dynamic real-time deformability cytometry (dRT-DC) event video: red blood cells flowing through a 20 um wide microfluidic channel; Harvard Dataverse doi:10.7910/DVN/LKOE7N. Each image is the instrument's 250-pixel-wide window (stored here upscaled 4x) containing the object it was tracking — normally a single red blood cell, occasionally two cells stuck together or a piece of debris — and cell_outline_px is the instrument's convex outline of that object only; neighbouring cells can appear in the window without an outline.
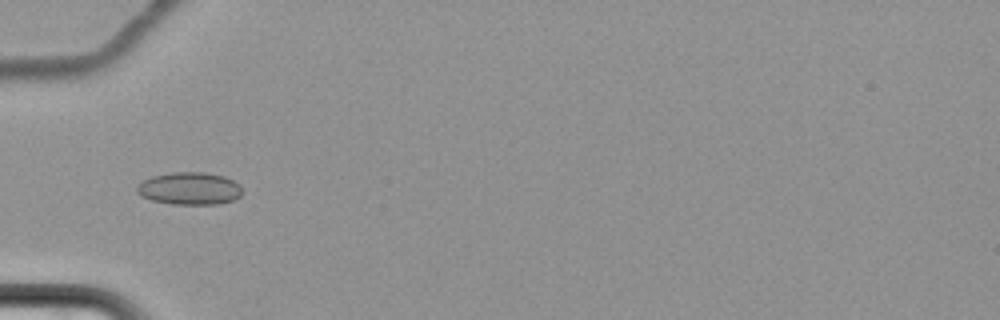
{"species": "common noctule bat (a hibernating species)", "species_latin": "Nyctalus noctula", "temperature_condition": "cold", "stored_images_in_passage": 10, "camera_frame_rate_fps": 3000, "um_per_image_px": 0.085, "animal": {"sex": "female", "body_mass_g": 22.7, "forearm_length_mm": 54.2}, "frame": {"image": 1, "passage_image": 7, "time_ms": 8.0, "image_size_px": [1000, 320], "cell_outline_px": [[240, 196], [232, 200], [220, 204], [172, 204], [152, 200], [140, 196], [136, 192], [136, 184], [152, 176], [172, 172], [204, 172], [224, 176], [240, 184]], "centroid_in_image_um": [16.07, 16.02], "position_along_channel_um": 68.9, "area_um2": 20.0}}
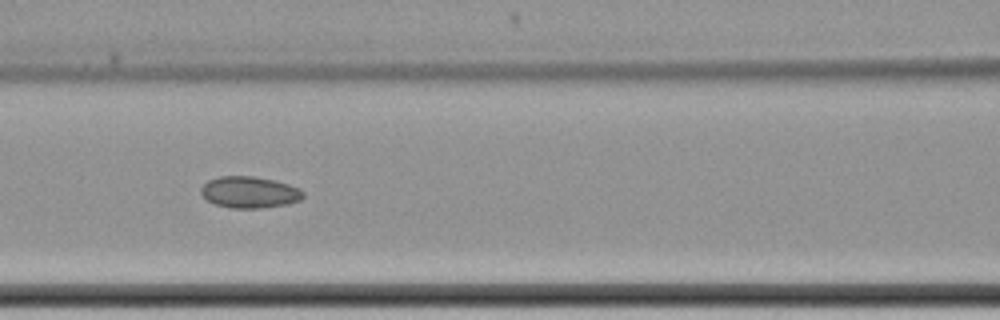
{"frame": {"image": 2, "passage_image": 9, "time_ms": 10.333, "image_size_px": [1000, 320], "cell_outline_px": [[304, 196], [300, 200], [288, 204], [260, 208], [232, 208], [216, 204], [208, 200], [200, 192], [200, 188], [208, 180], [220, 176], [252, 176], [276, 180], [288, 184], [304, 192]], "centroid_in_image_um": [21.21, 16.33], "position_along_channel_um": 145.4, "area_um2": 18.67}}
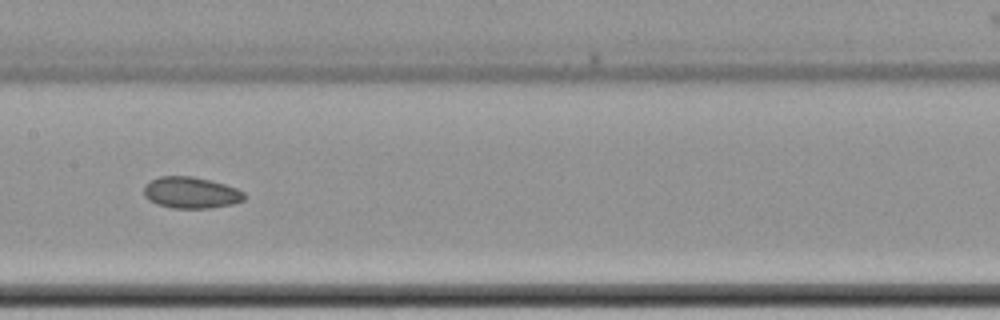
{"frame": {"image": 3, "passage_image": 10, "time_ms": 11.667, "image_size_px": [1000, 320], "cell_outline_px": [[244, 200], [232, 204], [212, 208], [172, 208], [156, 204], [148, 200], [144, 196], [144, 184], [160, 176], [192, 176], [212, 180], [236, 188], [244, 192]], "centroid_in_image_um": [16.21, 16.37], "position_along_channel_um": 191.2, "area_um2": 18.5}}